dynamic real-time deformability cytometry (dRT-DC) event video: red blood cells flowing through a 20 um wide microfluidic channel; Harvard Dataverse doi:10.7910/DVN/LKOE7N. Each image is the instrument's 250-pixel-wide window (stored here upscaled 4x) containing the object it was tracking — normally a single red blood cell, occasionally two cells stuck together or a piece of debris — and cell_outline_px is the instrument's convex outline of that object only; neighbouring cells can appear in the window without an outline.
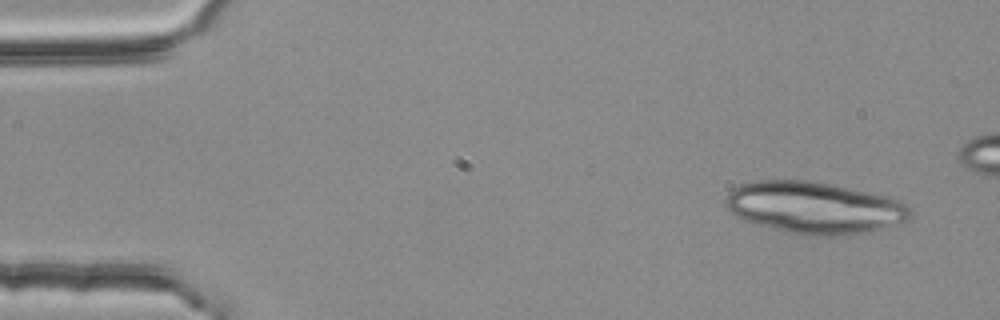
{"species": "common noctule bat (a hibernating species)", "species_latin": "Nyctalus noctula", "temperature_condition": "room temperature", "stored_images_in_passage": 4, "camera_frame_rate_fps": 3000, "um_per_image_px": 0.085, "animal": {"sex": "female", "body_mass_g": 25.1}, "frame": {"image": 1, "passage_image": 1, "time_ms": 0.0, "image_size_px": [1000, 320], "cell_outline_px": [[912, 216], [908, 220], [868, 232], [832, 236], [804, 236], [756, 224], [744, 220], [736, 216], [724, 204], [724, 196], [732, 188], [740, 184], [752, 180], [808, 180], [888, 196], [900, 200], [912, 212]], "centroid_in_image_um": [69.17, 17.65], "position_along_channel_um": 15.8, "area_um2": 55.89}}